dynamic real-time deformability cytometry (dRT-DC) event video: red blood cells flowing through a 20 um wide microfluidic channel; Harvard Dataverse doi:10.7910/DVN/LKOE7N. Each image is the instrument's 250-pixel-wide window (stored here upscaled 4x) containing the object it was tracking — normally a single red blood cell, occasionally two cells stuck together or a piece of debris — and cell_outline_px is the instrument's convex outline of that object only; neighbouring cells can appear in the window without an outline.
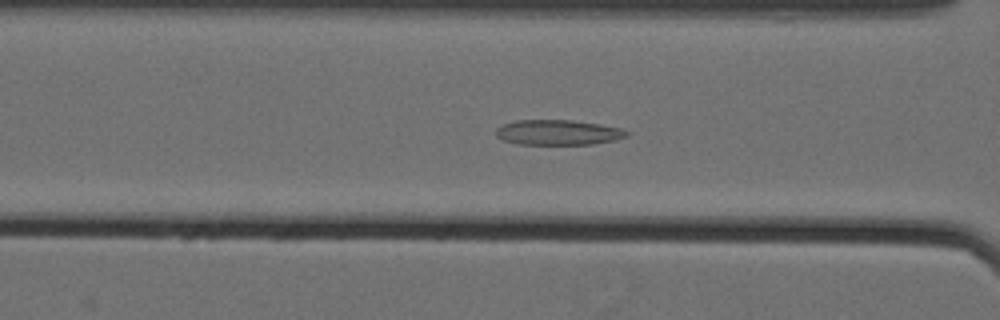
{"species": "Egyptian fruit bat (a non-hibernating species)", "species_latin": "Rousettus aegyptiacus", "temperature_condition": "cold", "stored_images_in_passage": 49, "camera_frame_rate_fps": 3000, "um_per_image_px": 0.085, "animal": {"sex": "female"}, "frame": {"image": 1, "passage_image": 17, "time_ms": 5.333, "image_size_px": [1000, 320], "cell_outline_px": [[632, 132], [628, 136], [616, 140], [592, 144], [516, 144], [504, 140], [496, 136], [496, 128], [504, 124], [516, 120], [572, 120], [600, 124], [620, 128]], "centroid_in_image_um": [47.47, 11.25], "position_along_channel_um": 119.1, "area_um2": 19.25}}
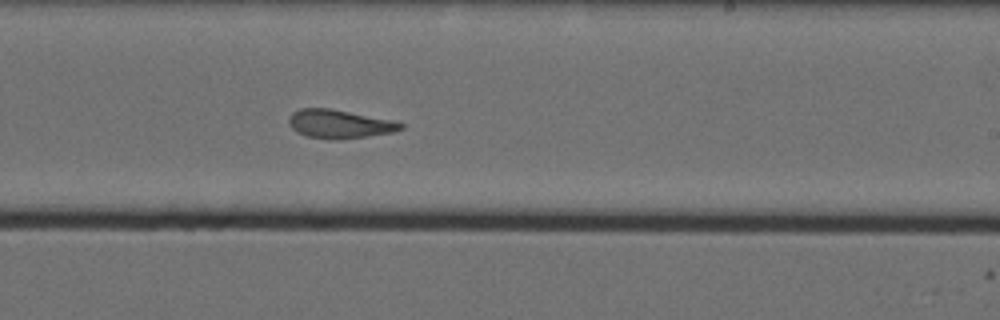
{"frame": {"image": 2, "passage_image": 29, "time_ms": 9.333, "image_size_px": [1000, 320], "cell_outline_px": [[404, 128], [392, 132], [368, 136], [336, 140], [308, 136], [296, 132], [288, 124], [288, 116], [292, 112], [300, 108], [328, 108], [396, 120], [404, 124]], "centroid_in_image_um": [28.85, 10.53], "position_along_channel_um": 260.1, "area_um2": 18.79}}
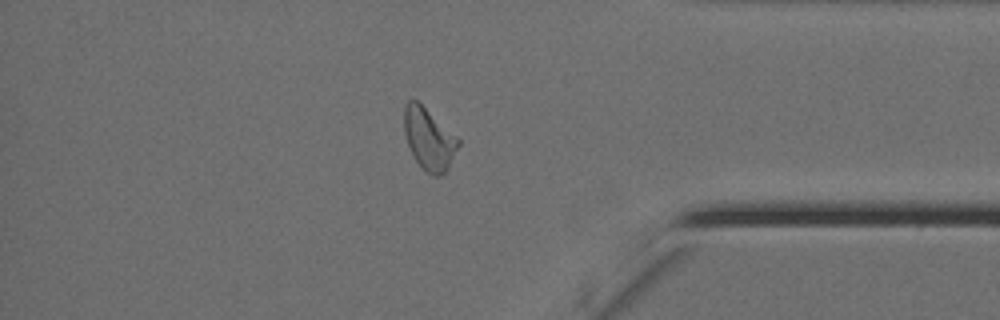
{"frame": {"image": 3, "passage_image": 42, "time_ms": 13.667, "image_size_px": [1000, 320], "cell_outline_px": [[460, 144], [448, 168], [440, 176], [432, 176], [424, 172], [416, 160], [408, 144], [404, 132], [404, 108], [408, 100], [412, 96], [460, 140]], "centroid_in_image_um": [36.45, 11.82], "position_along_channel_um": 398.8, "area_um2": 19.31}, "authors_computed_cell_mechanics": {"area_um2": 19.2474, "velocity_mm_per_s": 3.5282, "shape_relaxation_time_tau1_ms": null, "shape_relaxation_time_tau2_ms": 2.5827, "deformation_change_tau1": null, "deformation_change_tau2": 0.1167}}